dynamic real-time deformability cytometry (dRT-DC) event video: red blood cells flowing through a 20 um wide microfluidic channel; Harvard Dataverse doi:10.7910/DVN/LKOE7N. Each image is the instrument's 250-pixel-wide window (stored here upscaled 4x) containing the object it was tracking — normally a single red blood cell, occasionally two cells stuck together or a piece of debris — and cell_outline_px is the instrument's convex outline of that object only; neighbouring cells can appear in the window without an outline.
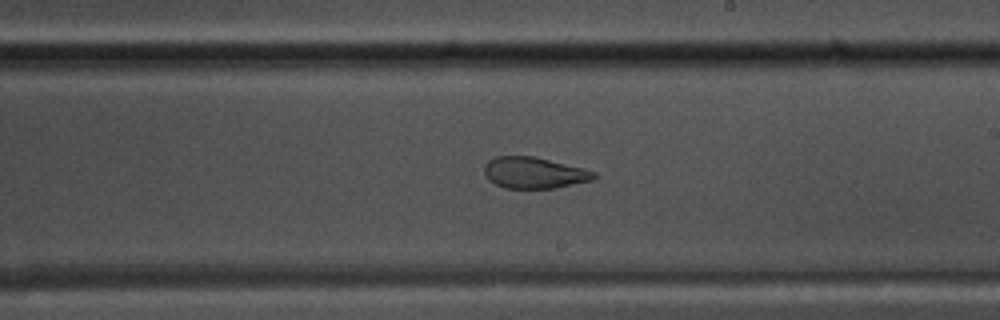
{"species": "common noctule bat (a hibernating species)", "species_latin": "Nyctalus noctula", "temperature_condition": "warm", "stored_images_in_passage": 44, "camera_frame_rate_fps": 3000, "um_per_image_px": 0.085, "animal": {"sex": "male", "body_mass_g": 17.5, "forearm_length_mm": 52.3}, "frame": {"image": 1, "passage_image": 22, "time_ms": 7.0, "image_size_px": [1000, 320], "cell_outline_px": [[596, 176], [592, 180], [556, 188], [504, 188], [488, 180], [484, 172], [484, 168], [488, 160], [496, 156], [532, 156], [584, 168], [596, 172]], "centroid_in_image_um": [45.39, 14.69], "position_along_channel_um": 243.6, "area_um2": 19.94}}
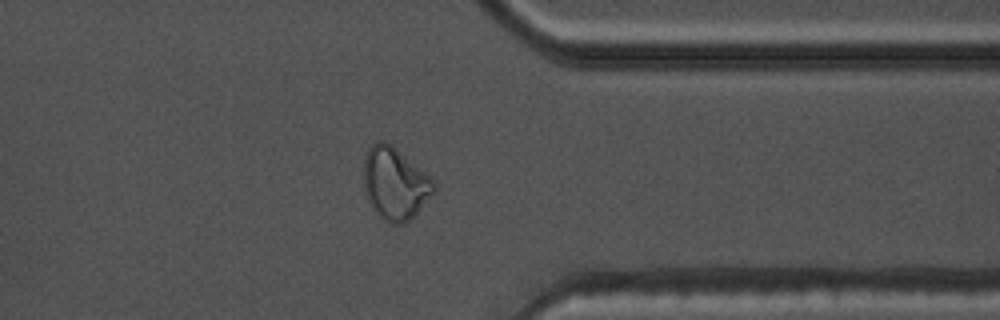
{"frame": {"image": 2, "passage_image": 33, "time_ms": 10.667, "image_size_px": [1000, 320], "cell_outline_px": [[436, 188], [420, 208], [404, 224], [392, 224], [384, 220], [376, 212], [368, 200], [364, 192], [364, 160], [368, 148], [376, 140], [384, 140], [396, 148], [436, 180]], "centroid_in_image_um": [33.56, 15.57], "position_along_channel_um": 377.8, "area_um2": 29.42}}
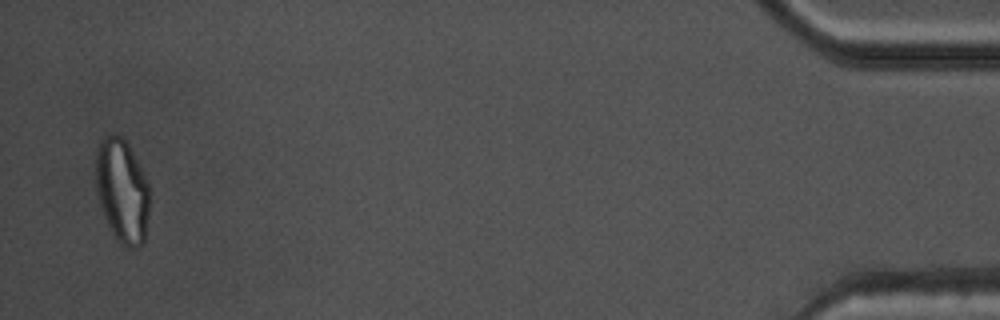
{"frame": {"image": 3, "passage_image": 43, "time_ms": 14.0, "image_size_px": [1000, 320], "cell_outline_px": [[148, 216], [144, 244], [140, 248], [124, 248], [116, 240], [104, 216], [96, 192], [96, 148], [100, 140], [104, 136], [112, 132], [120, 136], [128, 144], [144, 172], [148, 184]], "centroid_in_image_um": [10.37, 16.23], "position_along_channel_um": 424.8, "area_um2": 32.95}, "authors_computed_cell_mechanics": {"area_um2": 23.9581, "velocity_mm_per_s": 3.8149, "shape_relaxation_time_tau1_ms": null, "shape_relaxation_time_tau2_ms": 1.1002, "deformation_change_tau1": null, "deformation_change_tau2": 0.0675}}